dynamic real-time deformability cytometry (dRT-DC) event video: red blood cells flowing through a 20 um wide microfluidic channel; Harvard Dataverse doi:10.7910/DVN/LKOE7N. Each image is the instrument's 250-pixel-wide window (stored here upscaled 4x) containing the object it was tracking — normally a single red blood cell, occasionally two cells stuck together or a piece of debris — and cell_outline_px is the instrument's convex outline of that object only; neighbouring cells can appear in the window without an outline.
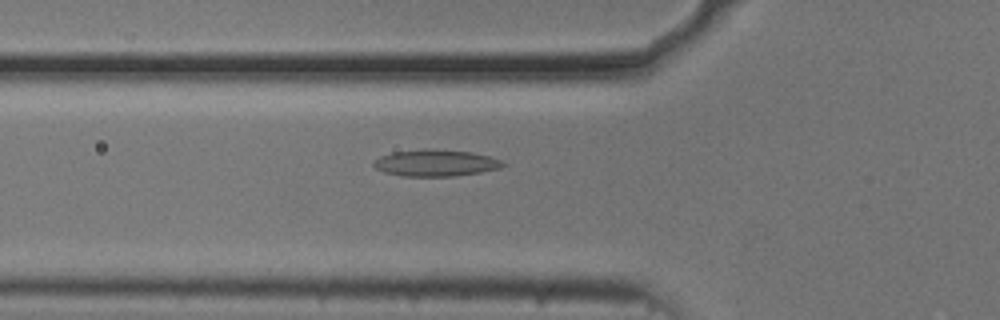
{"species": "common noctule bat (a hibernating species)", "species_latin": "Nyctalus noctula", "temperature_condition": "cold", "stored_images_in_passage": 54, "camera_frame_rate_fps": 3000, "um_per_image_px": 0.085, "animal": {"sex": "male", "body_mass_g": 20.5, "forearm_length_mm": 52.5}, "frame": {"image": 1, "passage_image": 19, "time_ms": 6.0, "image_size_px": [1000, 320], "cell_outline_px": [[508, 164], [500, 168], [480, 172], [456, 176], [404, 176], [384, 172], [376, 168], [372, 164], [380, 156], [392, 152], [424, 148], [472, 152], [488, 156], [500, 160]], "centroid_in_image_um": [37.03, 13.84], "position_along_channel_um": 88.8, "area_um2": 20.06}}
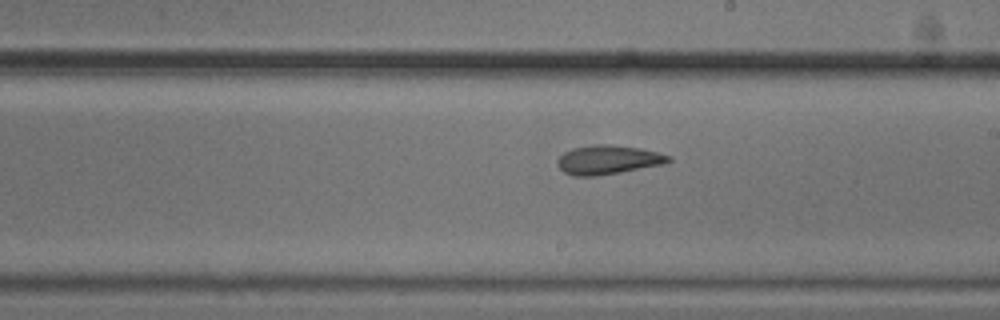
{"frame": {"image": 2, "passage_image": 31, "time_ms": 10.0, "image_size_px": [1000, 320], "cell_outline_px": [[672, 160], [664, 164], [620, 172], [596, 176], [572, 176], [564, 172], [556, 164], [556, 160], [564, 152], [572, 148], [596, 144], [608, 144], [640, 148], [660, 152], [672, 156]], "centroid_in_image_um": [51.69, 13.58], "position_along_channel_um": 237.3, "area_um2": 18.96}}
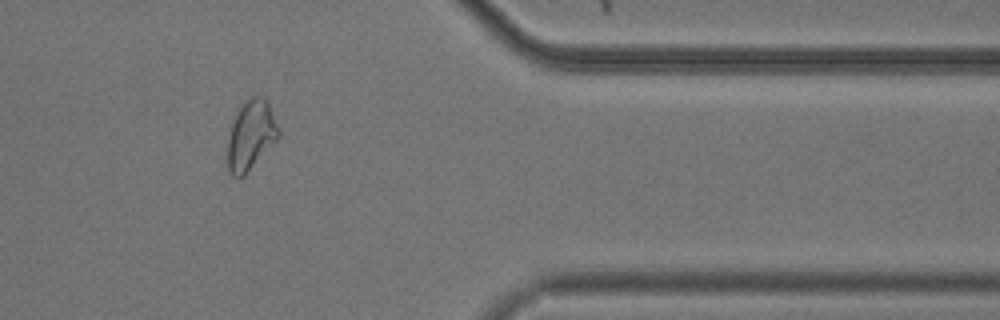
{"frame": {"image": 3, "passage_image": 45, "time_ms": 14.667, "image_size_px": [1000, 320], "cell_outline_px": [[280, 136], [244, 176], [232, 176], [228, 172], [228, 140], [236, 108], [248, 96], [264, 96], [268, 100], [280, 128]], "centroid_in_image_um": [21.34, 11.42], "position_along_channel_um": 390.1, "area_um2": 21.04}, "authors_computed_cell_mechanics": {"area_um2": 20.3745, "velocity_mm_per_s": 3.6909, "shape_relaxation_time_tau1_ms": null, "shape_relaxation_time_tau2_ms": 2.8206, "deformation_change_tau1": null, "deformation_change_tau2": 0.1}}